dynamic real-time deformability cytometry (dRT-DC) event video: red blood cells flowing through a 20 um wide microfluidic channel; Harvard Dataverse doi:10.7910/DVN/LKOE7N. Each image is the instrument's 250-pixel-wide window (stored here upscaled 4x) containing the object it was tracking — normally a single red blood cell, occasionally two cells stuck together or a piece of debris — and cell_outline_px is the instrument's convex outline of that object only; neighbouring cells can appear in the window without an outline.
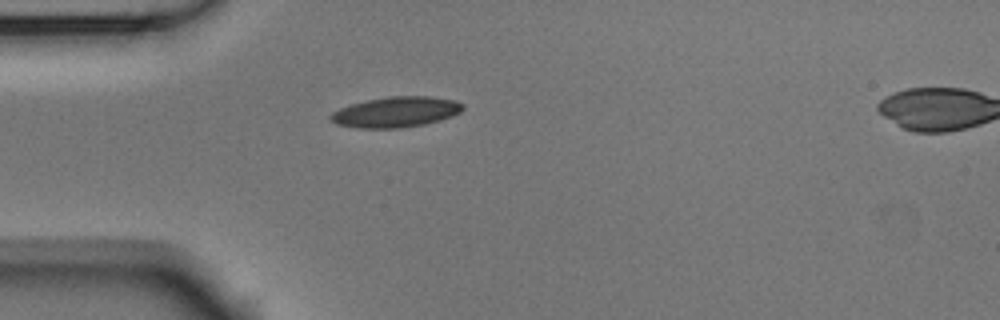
{"species": "Egyptian fruit bat (a non-hibernating species)", "species_latin": "Rousettus aegyptiacus", "temperature_condition": "room temperature", "stored_images_in_passage": 40, "camera_frame_rate_fps": 3000, "um_per_image_px": 0.085, "animal": {"sex": "male"}, "frame": {"image": 1, "passage_image": 1, "time_ms": 0.0, "image_size_px": [1000, 320], "cell_outline_px": [[464, 108], [460, 112], [452, 116], [440, 120], [424, 124], [400, 128], [356, 128], [336, 124], [328, 116], [332, 112], [340, 108], [352, 104], [368, 100], [388, 96], [428, 96], [456, 100], [464, 104]], "centroid_in_image_um": [33.67, 9.52], "position_along_channel_um": 51.3, "area_um2": 23.52}}
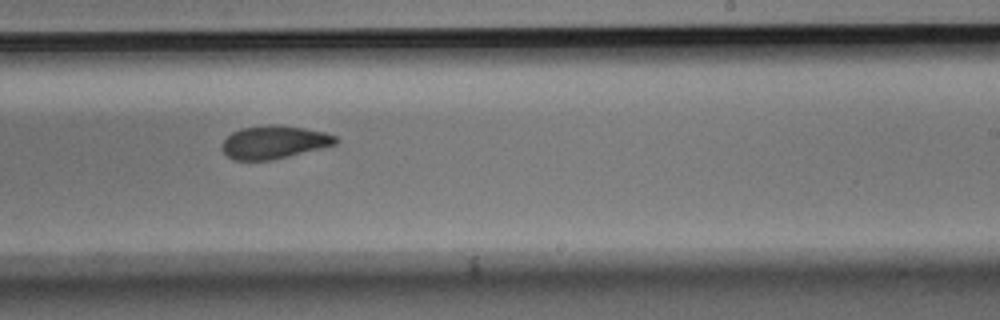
{"frame": {"image": 2, "passage_image": 19, "time_ms": 6.0, "image_size_px": [1000, 320], "cell_outline_px": [[340, 140], [336, 144], [272, 160], [232, 160], [224, 152], [224, 140], [232, 132], [240, 128], [268, 124], [272, 124], [304, 128], [324, 132], [336, 136]], "centroid_in_image_um": [23.31, 12.07], "position_along_channel_um": 265.7, "area_um2": 21.68}}
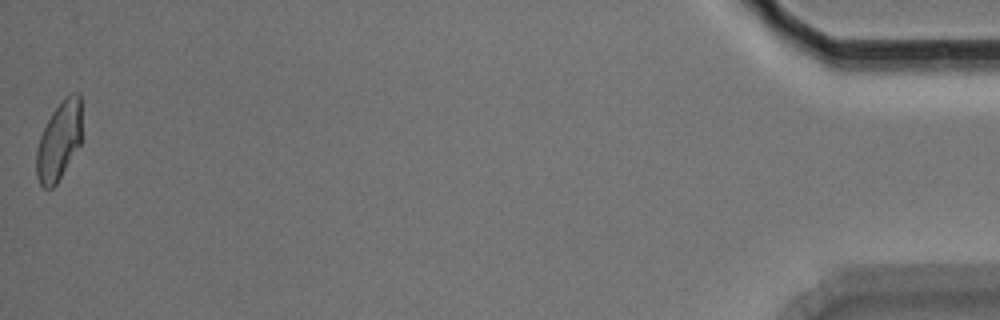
{"frame": {"image": 3, "passage_image": 40, "time_ms": 13.0, "image_size_px": [1000, 320], "cell_outline_px": [[80, 144], [56, 184], [52, 188], [44, 188], [40, 184], [36, 176], [36, 148], [40, 136], [52, 112], [72, 92], [80, 92]], "centroid_in_image_um": [4.99, 12.01], "position_along_channel_um": 430.2, "area_um2": 20.35}, "authors_computed_cell_mechanics": {"area_um2": 22.0507, "velocity_mm_per_s": 3.717, "shape_relaxation_time_tau1_ms": 6.1143, "shape_relaxation_time_tau2_ms": 3.3099, "deformation_change_tau1": 0.1561, "deformation_change_tau2": 0.0876}}